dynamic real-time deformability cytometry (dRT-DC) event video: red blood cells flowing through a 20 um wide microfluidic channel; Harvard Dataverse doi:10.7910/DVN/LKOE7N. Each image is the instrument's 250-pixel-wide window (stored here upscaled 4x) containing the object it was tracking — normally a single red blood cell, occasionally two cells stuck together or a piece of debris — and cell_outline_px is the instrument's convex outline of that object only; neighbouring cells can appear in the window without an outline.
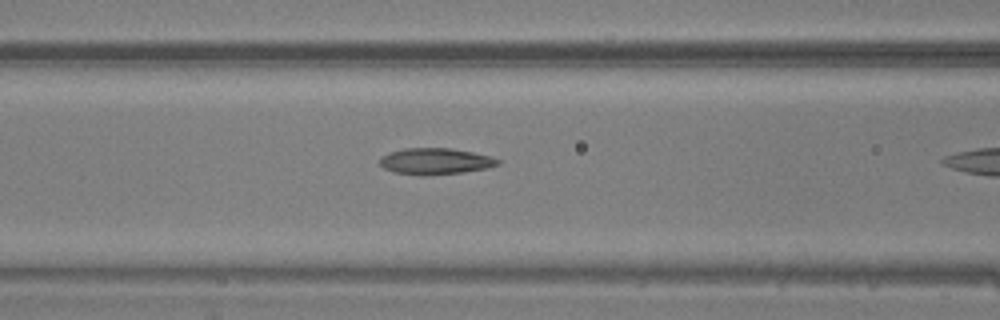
{"species": "common noctule bat (a hibernating species)", "species_latin": "Nyctalus noctula", "temperature_condition": "warm", "stored_images_in_passage": 35, "camera_frame_rate_fps": 3000, "um_per_image_px": 0.085, "animal": {"sex": "male", "body_mass_g": 20.5, "forearm_length_mm": 52.5}, "frame": {"image": 1, "passage_image": 17, "time_ms": 5.333, "image_size_px": [1000, 320], "cell_outline_px": [[500, 164], [488, 168], [464, 172], [424, 176], [420, 176], [392, 172], [384, 168], [380, 164], [380, 156], [388, 152], [404, 148], [452, 148], [492, 156], [500, 160]], "centroid_in_image_um": [36.99, 13.71], "position_along_channel_um": 129.6, "area_um2": 18.44}}
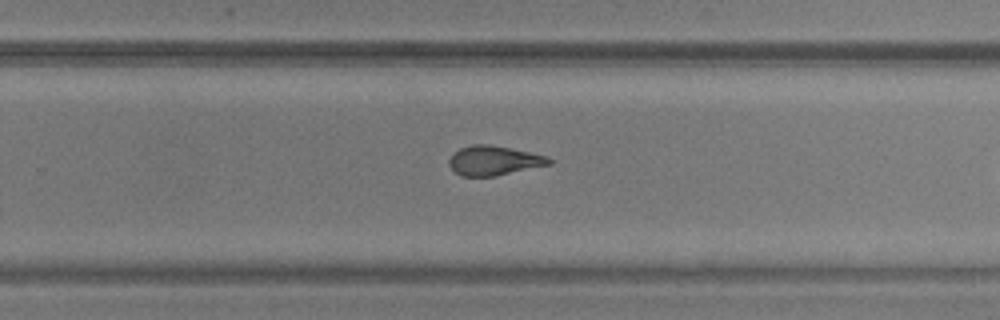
{"frame": {"image": 2, "passage_image": 28, "time_ms": 9.0, "image_size_px": [1000, 320], "cell_outline_px": [[552, 164], [496, 176], [460, 176], [448, 164], [448, 160], [460, 148], [472, 144], [488, 144], [512, 148], [548, 156], [552, 160]], "centroid_in_image_um": [42.01, 13.65], "position_along_channel_um": 287.8, "area_um2": 17.22}}
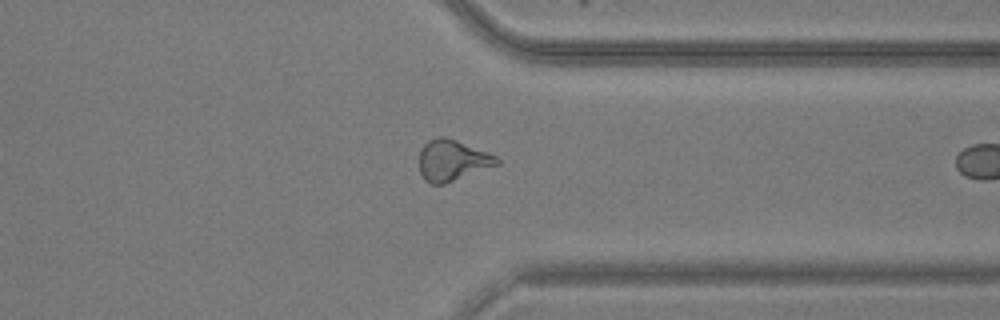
{"frame": {"image": 3, "passage_image": 34, "time_ms": 11.0, "image_size_px": [1000, 320], "cell_outline_px": [[500, 164], [444, 184], [432, 184], [424, 180], [420, 172], [420, 148], [428, 140], [436, 136], [444, 136], [456, 140], [488, 152], [496, 156], [500, 160]], "centroid_in_image_um": [38.44, 13.62], "position_along_channel_um": 373.0, "area_um2": 18.61}}